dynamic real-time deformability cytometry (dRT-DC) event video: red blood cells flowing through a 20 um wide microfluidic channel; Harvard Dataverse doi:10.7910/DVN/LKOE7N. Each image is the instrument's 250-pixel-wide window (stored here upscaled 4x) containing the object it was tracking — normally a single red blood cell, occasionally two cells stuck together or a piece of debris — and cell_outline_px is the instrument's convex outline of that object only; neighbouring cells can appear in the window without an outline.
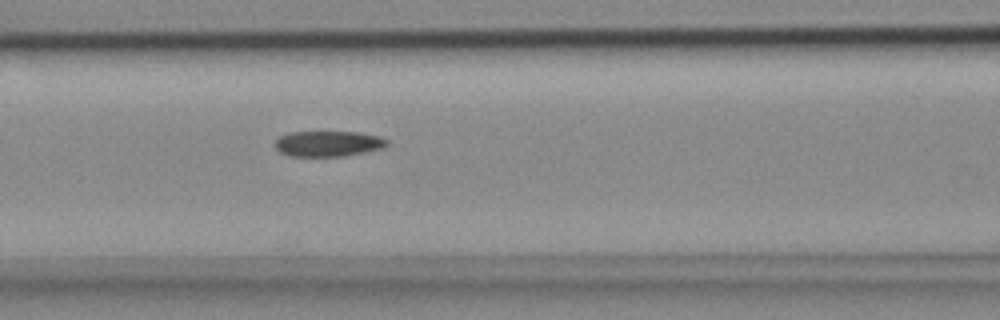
{"species": "common noctule bat (a hibernating species)", "species_latin": "Nyctalus noctula", "temperature_condition": "cold", "stored_images_in_passage": 6, "camera_frame_rate_fps": 3000, "um_per_image_px": 0.085, "animal": {"sex": "female", "body_mass_g": 18.4}, "frame": {"image": 1, "passage_image": 6, "time_ms": 1.667, "image_size_px": [1000, 320], "cell_outline_px": [[388, 144], [384, 148], [344, 156], [288, 156], [280, 152], [276, 148], [276, 140], [280, 136], [288, 132], [360, 132], [380, 136], [388, 140]], "centroid_in_image_um": [27.91, 12.21], "position_along_channel_um": 138.7, "area_um2": 16.76}}